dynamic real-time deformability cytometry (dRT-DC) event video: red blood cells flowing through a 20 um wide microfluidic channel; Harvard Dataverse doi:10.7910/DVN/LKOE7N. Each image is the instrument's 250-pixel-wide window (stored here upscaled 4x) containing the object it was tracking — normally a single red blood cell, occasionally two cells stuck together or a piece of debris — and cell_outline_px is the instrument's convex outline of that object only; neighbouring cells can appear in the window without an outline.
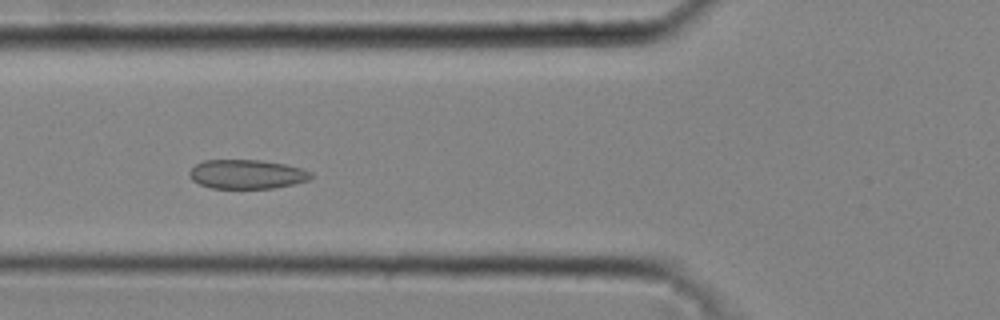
{"species": "common noctule bat (a hibernating species)", "species_latin": "Nyctalus noctula", "temperature_condition": "cold", "stored_images_in_passage": 42, "camera_frame_rate_fps": 3000, "um_per_image_px": 0.085, "animal": {"sex": "male", "body_mass_g": 20.4}, "frame": {"image": 1, "passage_image": 15, "time_ms": 4.667, "image_size_px": [1000, 320], "cell_outline_px": [[312, 176], [308, 180], [292, 184], [272, 188], [212, 188], [200, 184], [192, 180], [188, 172], [196, 164], [204, 160], [260, 160], [284, 164], [300, 168], [312, 172]], "centroid_in_image_um": [20.96, 14.8], "position_along_channel_um": 104.8, "area_um2": 20.46}}
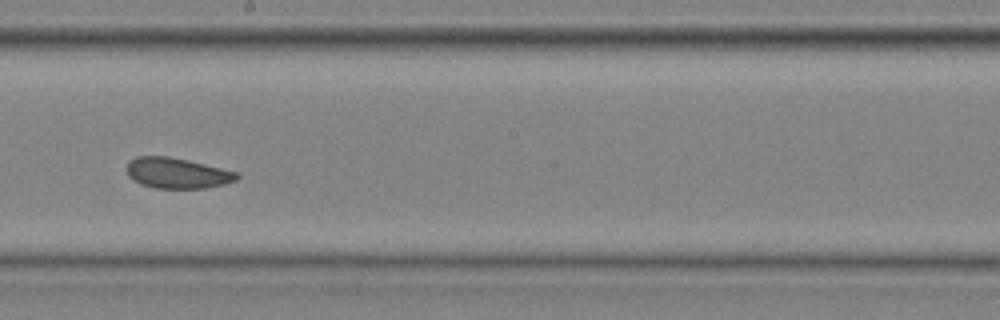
{"frame": {"image": 2, "passage_image": 24, "time_ms": 7.667, "image_size_px": [1000, 320], "cell_outline_px": [[240, 176], [236, 180], [224, 184], [204, 188], [156, 188], [140, 184], [132, 180], [128, 176], [128, 160], [136, 156], [168, 156], [188, 160], [240, 172]], "centroid_in_image_um": [15.07, 14.71], "position_along_channel_um": 233.1, "area_um2": 19.77}}
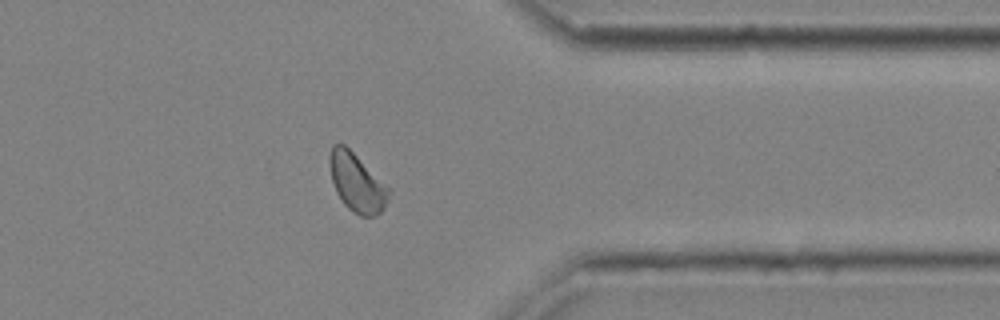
{"frame": {"image": 3, "passage_image": 35, "time_ms": 11.333, "image_size_px": [1000, 320], "cell_outline_px": [[392, 192], [384, 208], [376, 216], [360, 216], [352, 212], [344, 204], [336, 192], [332, 180], [328, 164], [328, 156], [332, 144], [344, 144]], "centroid_in_image_um": [30.3, 15.54], "position_along_channel_um": 381.1, "area_um2": 19.88}, "authors_computed_cell_mechanics": {"area_um2": 20.2878, "velocity_mm_per_s": 4.2809, "shape_relaxation_time_tau1_ms": null, "shape_relaxation_time_tau2_ms": 1.2926, "deformation_change_tau1": null, "deformation_change_tau2": 0.0554}}